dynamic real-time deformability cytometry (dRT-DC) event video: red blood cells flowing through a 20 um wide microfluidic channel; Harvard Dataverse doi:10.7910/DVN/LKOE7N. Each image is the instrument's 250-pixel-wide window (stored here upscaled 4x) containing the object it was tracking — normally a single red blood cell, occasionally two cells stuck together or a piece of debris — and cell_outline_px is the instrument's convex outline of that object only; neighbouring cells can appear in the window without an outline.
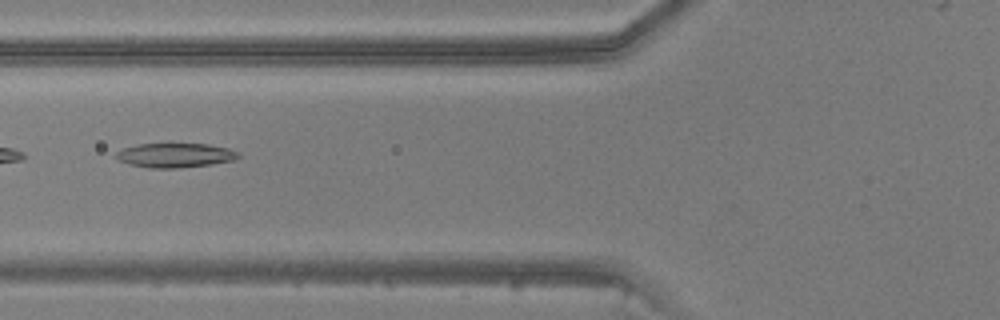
{"species": "common noctule bat (a hibernating species)", "species_latin": "Nyctalus noctula", "temperature_condition": "warm", "stored_images_in_passage": 46, "camera_frame_rate_fps": 3000, "um_per_image_px": 0.085, "animal": {"sex": "male", "body_mass_g": 20.5, "forearm_length_mm": 52.5}, "frame": {"image": 1, "passage_image": 19, "time_ms": 6.0, "image_size_px": [1000, 320], "cell_outline_px": [[240, 156], [232, 160], [212, 164], [176, 168], [148, 168], [128, 164], [120, 160], [116, 156], [116, 152], [124, 148], [136, 144], [208, 144], [228, 148], [240, 152]], "centroid_in_image_um": [14.89, 13.2], "position_along_channel_um": 110.9, "area_um2": 17.28}}
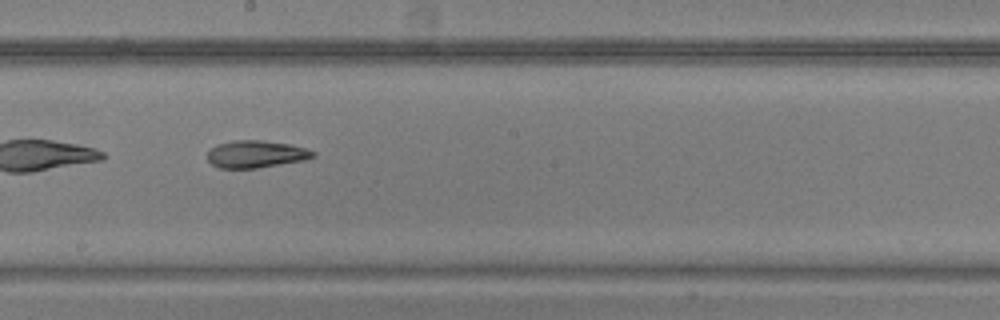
{"frame": {"image": 2, "passage_image": 27, "time_ms": 8.667, "image_size_px": [1000, 320], "cell_outline_px": [[316, 156], [304, 160], [256, 168], [220, 168], [212, 164], [208, 160], [208, 152], [212, 148], [220, 144], [232, 140], [264, 140], [292, 144], [316, 152]], "centroid_in_image_um": [21.79, 13.09], "position_along_channel_um": 226.4, "area_um2": 16.7}}
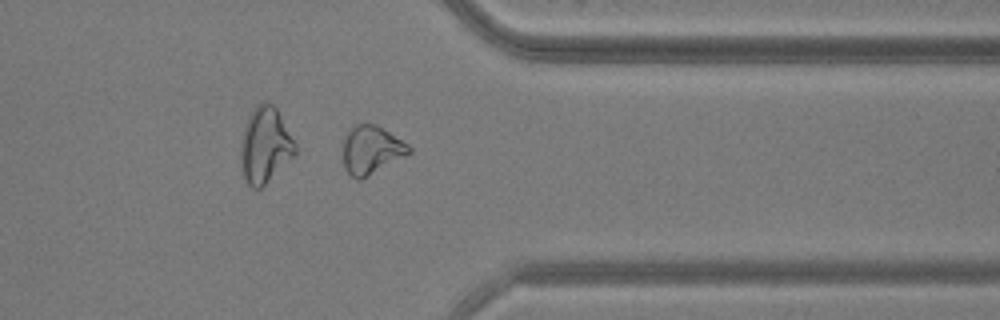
{"frame": {"image": 3, "passage_image": 38, "time_ms": 12.333, "image_size_px": [1000, 320], "cell_outline_px": [[412, 152], [368, 176], [360, 180], [356, 180], [344, 168], [344, 136], [356, 124], [376, 124], [408, 144], [412, 148]], "centroid_in_image_um": [31.57, 12.75], "position_along_channel_um": 379.8, "area_um2": 18.32}}